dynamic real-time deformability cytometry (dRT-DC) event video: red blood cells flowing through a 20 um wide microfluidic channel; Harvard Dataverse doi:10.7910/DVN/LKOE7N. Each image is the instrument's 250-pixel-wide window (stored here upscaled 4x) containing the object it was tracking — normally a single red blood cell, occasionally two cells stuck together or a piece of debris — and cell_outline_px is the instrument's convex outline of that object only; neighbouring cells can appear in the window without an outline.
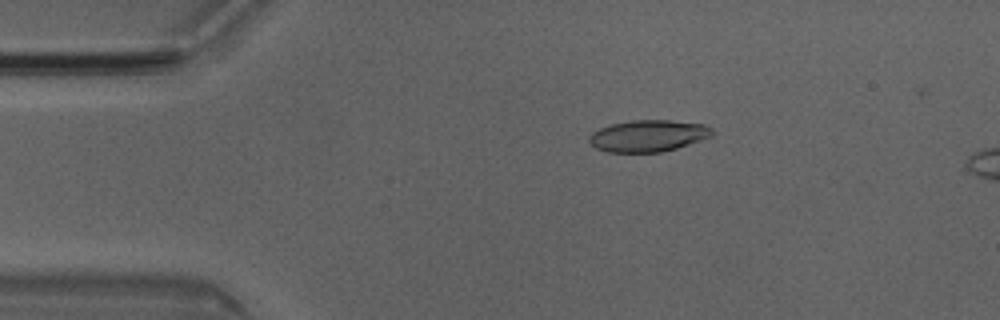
{"species": "Egyptian fruit bat (a non-hibernating species)", "species_latin": "Rousettus aegyptiacus", "temperature_condition": "room temperature", "stored_images_in_passage": 5, "camera_frame_rate_fps": 3000, "um_per_image_px": 0.085, "animal": {"sex": "male"}, "frame": {"image": 1, "passage_image": 3, "time_ms": 0.667, "image_size_px": [1000, 320], "cell_outline_px": [[716, 132], [712, 136], [676, 148], [660, 152], [604, 152], [596, 148], [588, 140], [588, 136], [592, 132], [600, 128], [612, 124], [632, 120], [668, 120], [704, 124], [712, 128]], "centroid_in_image_um": [55.09, 11.54], "position_along_channel_um": 29.9, "area_um2": 22.72}}